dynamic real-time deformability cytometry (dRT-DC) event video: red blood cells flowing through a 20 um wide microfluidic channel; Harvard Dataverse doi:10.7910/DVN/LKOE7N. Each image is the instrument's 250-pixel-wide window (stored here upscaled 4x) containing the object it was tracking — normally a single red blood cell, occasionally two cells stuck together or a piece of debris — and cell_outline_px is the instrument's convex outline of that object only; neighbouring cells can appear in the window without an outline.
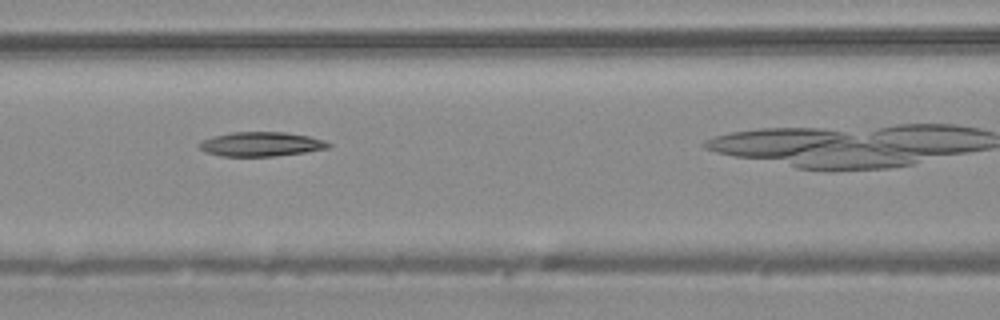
{"species": "common noctule bat (a hibernating species)", "species_latin": "Nyctalus noctula", "temperature_condition": "warm", "stored_images_in_passage": 9, "camera_frame_rate_fps": 3000, "um_per_image_px": 0.085, "animal": {"sex": "male", "body_mass_g": 20.4}, "frame": {"image": 1, "passage_image": 6, "time_ms": 1.667, "image_size_px": [1000, 320], "cell_outline_px": [[332, 144], [328, 148], [304, 152], [276, 156], [220, 156], [204, 152], [196, 144], [212, 136], [232, 132], [284, 132], [308, 136], [324, 140]], "centroid_in_image_um": [22.16, 12.25], "position_along_channel_um": 144.4, "area_um2": 18.32}}